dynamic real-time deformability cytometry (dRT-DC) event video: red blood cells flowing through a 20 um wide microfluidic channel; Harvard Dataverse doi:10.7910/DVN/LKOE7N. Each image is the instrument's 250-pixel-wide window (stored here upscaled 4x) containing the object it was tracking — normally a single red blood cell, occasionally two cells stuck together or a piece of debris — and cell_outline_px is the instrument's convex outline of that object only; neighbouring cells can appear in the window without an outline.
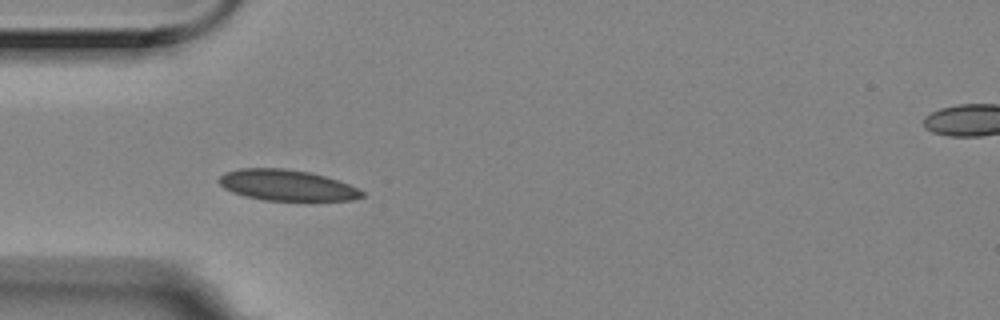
{"species": "Egyptian fruit bat (a non-hibernating species)", "species_latin": "Rousettus aegyptiacus", "temperature_condition": "room temperature", "stored_images_in_passage": 2, "camera_frame_rate_fps": 3000, "um_per_image_px": 0.085, "animal": {"sex": "female"}, "frame": {"image": 1, "passage_image": 1, "time_ms": 0.0, "image_size_px": [1000, 320], "cell_outline_px": [[364, 196], [352, 200], [264, 200], [244, 196], [232, 192], [224, 188], [216, 180], [224, 172], [240, 168], [284, 168], [308, 172], [324, 176], [348, 184], [364, 192]], "centroid_in_image_um": [24.32, 15.74], "position_along_channel_um": 60.7, "area_um2": 25.61}}
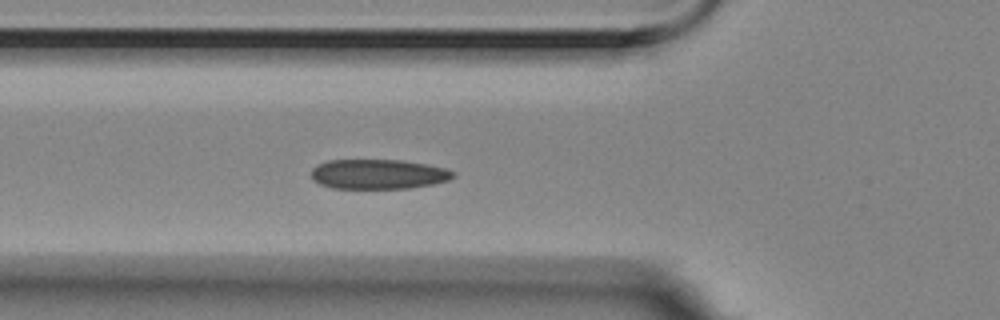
{"frame": {"image": 2, "passage_image": 2, "time_ms": 0.333, "image_size_px": [1000, 320], "cell_outline_px": [[456, 176], [448, 180], [432, 184], [408, 188], [332, 188], [320, 184], [312, 180], [312, 168], [316, 164], [328, 160], [404, 160], [428, 164], [444, 168], [456, 172]], "centroid_in_image_um": [32.15, 14.79], "position_along_channel_um": 93.6, "area_um2": 24.74}}